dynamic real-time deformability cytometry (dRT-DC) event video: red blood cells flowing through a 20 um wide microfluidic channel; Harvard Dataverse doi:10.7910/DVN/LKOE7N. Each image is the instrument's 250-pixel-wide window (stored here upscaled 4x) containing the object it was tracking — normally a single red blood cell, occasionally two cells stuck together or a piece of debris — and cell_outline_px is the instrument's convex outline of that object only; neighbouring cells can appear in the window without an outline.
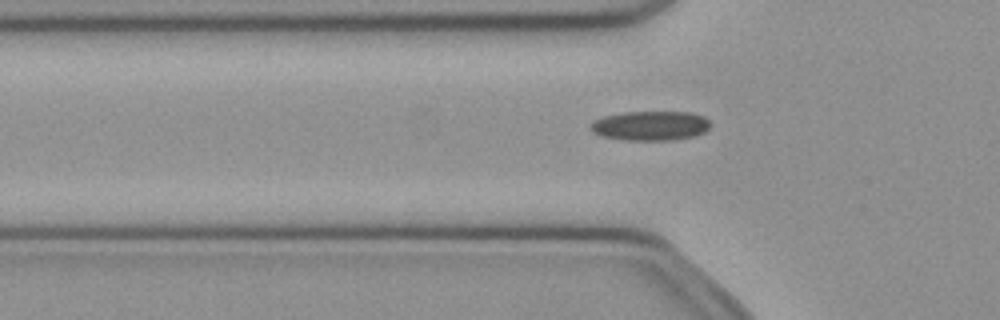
{"species": "common noctule bat (a hibernating species)", "species_latin": "Nyctalus noctula", "temperature_condition": "cold", "stored_images_in_passage": 43, "camera_frame_rate_fps": 3000, "um_per_image_px": 0.085, "animal": {"sex": "female", "body_mass_g": 21.9}, "frame": {"image": 1, "passage_image": 9, "time_ms": 2.667, "image_size_px": [1000, 320], "cell_outline_px": [[712, 124], [704, 132], [696, 136], [672, 140], [624, 140], [600, 136], [592, 132], [588, 128], [588, 124], [592, 120], [604, 116], [624, 112], [692, 112], [704, 116]], "centroid_in_image_um": [55.25, 10.69], "position_along_channel_um": 70.6, "area_um2": 20.98}}
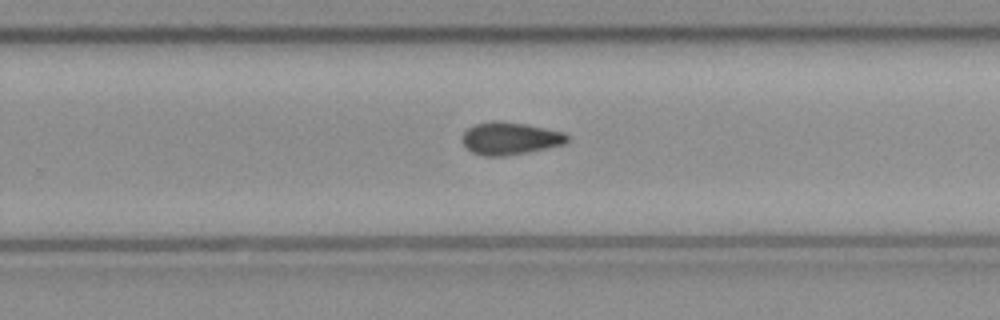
{"frame": {"image": 2, "passage_image": 25, "time_ms": 8.0, "image_size_px": [1000, 320], "cell_outline_px": [[568, 144], [528, 152], [504, 156], [484, 156], [472, 152], [460, 140], [460, 136], [468, 128], [476, 124], [492, 120], [500, 120], [528, 124], [564, 132], [568, 136]], "centroid_in_image_um": [43.36, 11.75], "position_along_channel_um": 286.4, "area_um2": 20.23}}
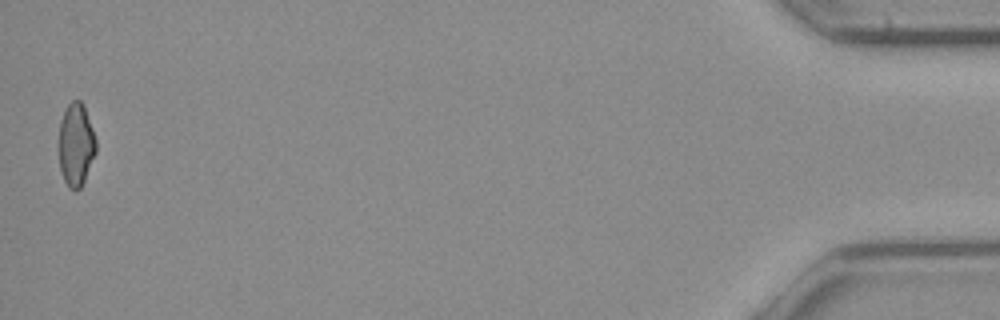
{"frame": {"image": 3, "passage_image": 43, "time_ms": 14.0, "image_size_px": [1000, 320], "cell_outline_px": [[96, 152], [84, 180], [80, 188], [76, 192], [68, 188], [64, 180], [60, 168], [60, 120], [68, 104], [72, 100], [80, 100], [84, 104], [96, 140]], "centroid_in_image_um": [6.47, 12.3], "position_along_channel_um": 428.7, "area_um2": 17.8}, "authors_computed_cell_mechanics": {"area_um2": 19.7098, "velocity_mm_per_s": 4.0293, "shape_relaxation_time_tau1_ms": null, "shape_relaxation_time_tau2_ms": 9.5721, "deformation_change_tau1": null, "deformation_change_tau2": 0.1525}}